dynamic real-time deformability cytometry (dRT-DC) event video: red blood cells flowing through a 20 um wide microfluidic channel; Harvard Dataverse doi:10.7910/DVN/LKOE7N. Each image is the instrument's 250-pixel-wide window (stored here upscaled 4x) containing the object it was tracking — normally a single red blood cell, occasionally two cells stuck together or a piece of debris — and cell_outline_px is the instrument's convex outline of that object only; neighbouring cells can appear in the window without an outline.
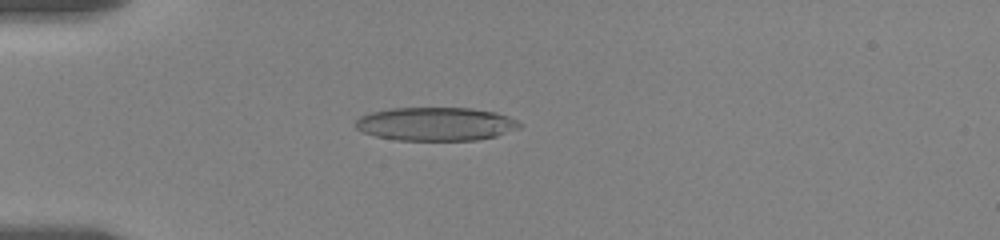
{"species": "human", "species_latin": "Homo sapiens", "temperature_condition": "room temperature", "stored_images_in_passage": 43, "camera_frame_rate_fps": 3000, "um_per_image_px": 0.085, "donor": {"sex": "female"}, "frame": {"image": 1, "passage_image": 2, "time_ms": 0.333, "image_size_px": [1000, 240], "cell_outline_px": [[524, 124], [520, 128], [496, 136], [476, 140], [396, 140], [376, 136], [364, 132], [356, 128], [352, 124], [360, 116], [372, 112], [392, 108], [472, 108], [496, 112], [508, 116]], "centroid_in_image_um": [37.06, 10.54], "position_along_channel_um": 47.9, "area_um2": 32.14}}
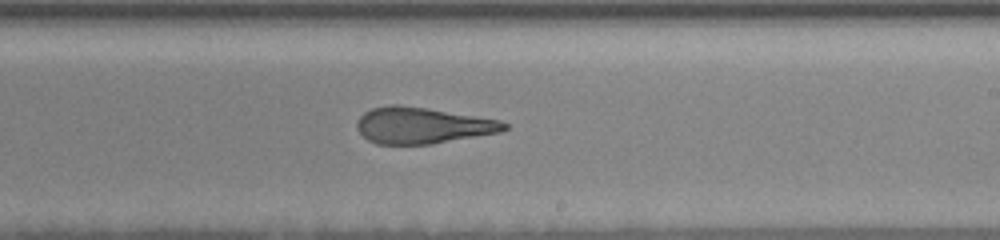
{"frame": {"image": 2, "passage_image": 21, "time_ms": 6.667, "image_size_px": [1000, 240], "cell_outline_px": [[508, 128], [500, 132], [432, 144], [376, 144], [368, 140], [360, 132], [356, 124], [360, 116], [364, 112], [372, 108], [388, 104], [396, 104], [428, 108], [500, 120], [508, 124]], "centroid_in_image_um": [35.9, 10.66], "position_along_channel_um": 253.1, "area_um2": 31.1}}
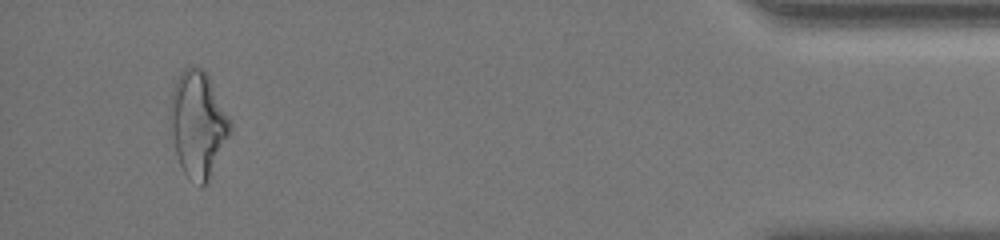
{"frame": {"image": 3, "passage_image": 40, "time_ms": 13.0, "image_size_px": [1000, 240], "cell_outline_px": [[232, 132], [208, 180], [200, 188], [184, 172], [176, 156], [168, 132], [168, 112], [172, 92], [176, 80], [180, 72], [184, 68], [200, 68], [208, 76], [232, 120]], "centroid_in_image_um": [16.8, 10.58], "position_along_channel_um": 418.4, "area_um2": 37.63}, "authors_computed_cell_mechanics": {"area_um2": 32.657, "velocity_mm_per_s": 3.5634, "shape_relaxation_time_tau1_ms": 6.6394, "shape_relaxation_time_tau2_ms": 2.4002, "deformation_change_tau1": 0.24, "deformation_change_tau2": 0.1438}}